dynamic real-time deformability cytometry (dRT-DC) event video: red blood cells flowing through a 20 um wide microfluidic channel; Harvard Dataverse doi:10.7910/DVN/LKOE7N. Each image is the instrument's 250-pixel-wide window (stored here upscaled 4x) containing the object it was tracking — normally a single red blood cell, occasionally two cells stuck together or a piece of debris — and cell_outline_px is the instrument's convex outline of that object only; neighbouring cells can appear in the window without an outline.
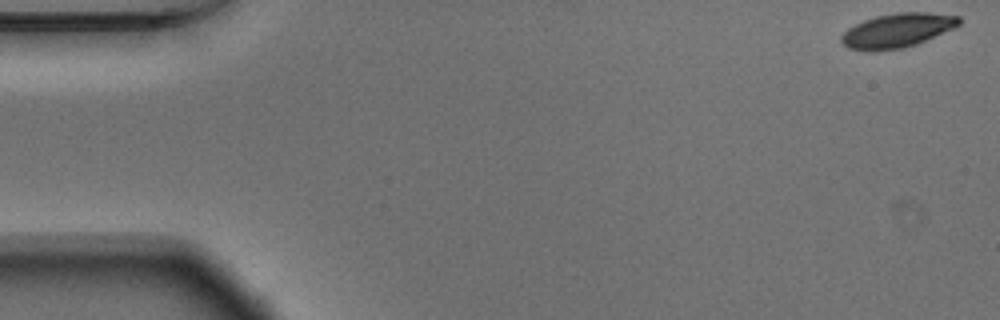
{"species": "Egyptian fruit bat (a non-hibernating species)", "species_latin": "Rousettus aegyptiacus", "temperature_condition": "warm", "stored_images_in_passage": 12, "camera_frame_rate_fps": 3000, "um_per_image_px": 0.085, "animal": {"sex": "male"}, "frame": {"image": 1, "passage_image": 1, "time_ms": 0.0, "image_size_px": [1000, 320], "cell_outline_px": [[960, 24], [956, 28], [916, 44], [904, 48], [876, 52], [872, 52], [848, 48], [840, 40], [840, 36], [848, 28], [864, 20], [876, 16], [900, 12], [928, 12], [960, 16]], "centroid_in_image_um": [76.28, 2.6], "position_along_channel_um": 8.7, "area_um2": 23.7}}